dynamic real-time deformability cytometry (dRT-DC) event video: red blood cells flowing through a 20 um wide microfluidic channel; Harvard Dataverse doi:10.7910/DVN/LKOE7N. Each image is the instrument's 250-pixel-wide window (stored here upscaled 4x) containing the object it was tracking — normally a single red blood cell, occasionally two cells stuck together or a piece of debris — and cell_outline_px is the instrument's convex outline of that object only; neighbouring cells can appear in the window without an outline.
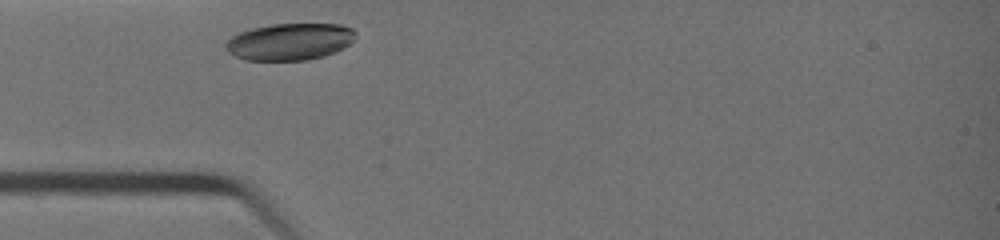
{"species": "common noctule bat (a hibernating species)", "species_latin": "Nyctalus noctula", "temperature_condition": "warm", "stored_images_in_passage": 22, "camera_frame_rate_fps": 3000, "um_per_image_px": 0.085, "animal": {"sex": "female", "body_mass_g": 19.0, "forearm_length_mm": 51.5}, "frame": {"image": 1, "passage_image": 1, "time_ms": 0.0, "image_size_px": [1000, 240], "cell_outline_px": [[356, 32], [352, 40], [344, 48], [324, 56], [304, 60], [244, 60], [228, 52], [224, 48], [224, 44], [232, 36], [240, 32], [252, 28], [272, 24], [340, 24], [352, 28]], "centroid_in_image_um": [24.61, 3.54], "position_along_channel_um": 60.4, "area_um2": 27.86}}
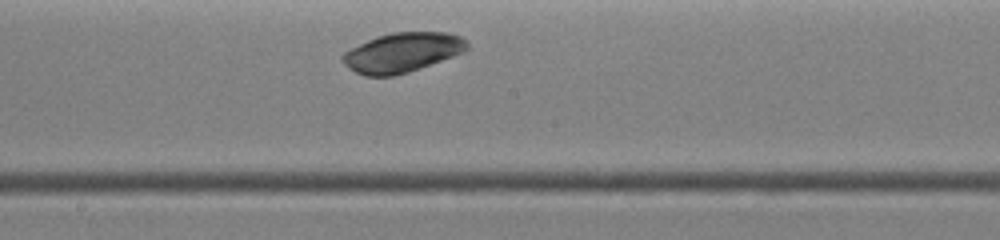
{"frame": {"image": 2, "passage_image": 11, "time_ms": 3.333, "image_size_px": [1000, 240], "cell_outline_px": [[472, 48], [464, 52], [420, 68], [408, 72], [392, 76], [364, 76], [348, 68], [340, 60], [340, 56], [344, 52], [376, 36], [392, 32], [448, 32], [460, 36]], "centroid_in_image_um": [34.19, 4.46], "position_along_channel_um": 214.0, "area_um2": 28.78}}
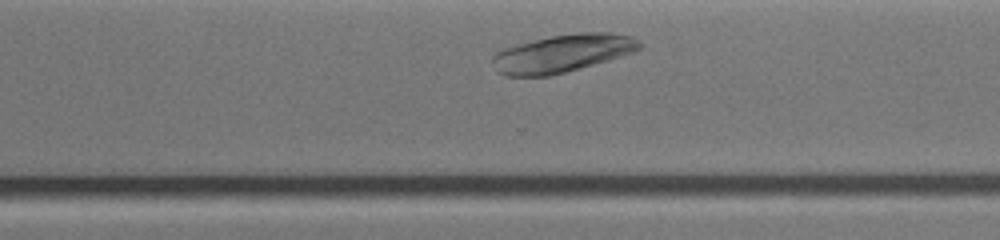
{"frame": {"image": 3, "passage_image": 18, "time_ms": 5.667, "image_size_px": [1000, 240], "cell_outline_px": [[644, 44], [640, 48], [632, 52], [608, 60], [552, 76], [508, 76], [496, 72], [492, 60], [492, 56], [496, 52], [504, 48], [516, 44], [552, 36], [580, 32], [612, 32], [632, 36], [640, 40]], "centroid_in_image_um": [47.81, 4.53], "position_along_channel_um": 322.8, "area_um2": 32.48}, "authors_computed_cell_mechanics": {"area_um2": 29.0156, "velocity_mm_per_s": 4.652, "shape_relaxation_time_tau1_ms": 0.4605, "shape_relaxation_time_tau2_ms": null, "deformation_change_tau1": 0.0411, "deformation_change_tau2": null}}